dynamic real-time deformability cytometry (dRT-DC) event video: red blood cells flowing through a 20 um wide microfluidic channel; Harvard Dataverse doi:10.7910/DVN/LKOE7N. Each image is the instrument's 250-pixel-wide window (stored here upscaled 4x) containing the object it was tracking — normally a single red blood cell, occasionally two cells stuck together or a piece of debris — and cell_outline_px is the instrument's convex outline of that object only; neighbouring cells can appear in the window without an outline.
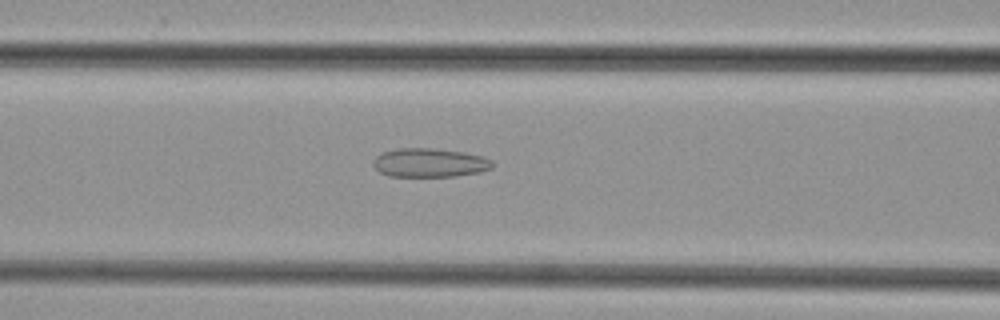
{"species": "common noctule bat (a hibernating species)", "species_latin": "Nyctalus noctula", "temperature_condition": "cold", "stored_images_in_passage": 49, "camera_frame_rate_fps": 3000, "um_per_image_px": 0.085, "animal": {"sex": "female", "body_mass_g": 29.2, "forearm_length_mm": 56.3}, "frame": {"image": 1, "passage_image": 20, "time_ms": 6.333, "image_size_px": [1000, 320], "cell_outline_px": [[496, 164], [492, 168], [480, 172], [456, 176], [388, 176], [380, 172], [372, 164], [372, 160], [376, 156], [384, 152], [396, 148], [432, 148], [464, 152], [484, 156], [492, 160]], "centroid_in_image_um": [36.55, 13.83], "position_along_channel_um": 130.1, "area_um2": 20.23}}
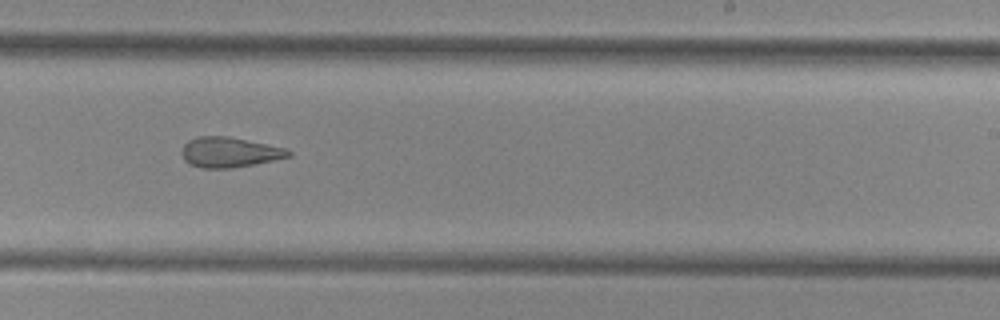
{"frame": {"image": 2, "passage_image": 30, "time_ms": 9.667, "image_size_px": [1000, 320], "cell_outline_px": [[292, 156], [232, 168], [200, 168], [184, 160], [180, 152], [184, 144], [188, 140], [200, 136], [228, 136], [284, 148], [292, 152]], "centroid_in_image_um": [19.46, 12.94], "position_along_channel_um": 269.5, "area_um2": 18.55}}
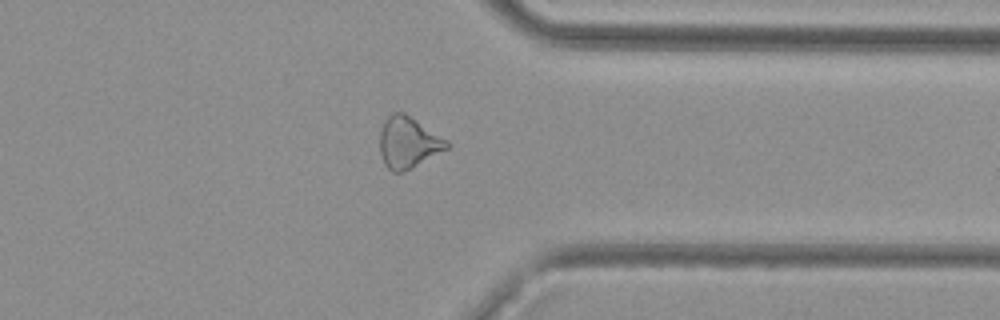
{"frame": {"image": 3, "passage_image": 38, "time_ms": 12.333, "image_size_px": [1000, 320], "cell_outline_px": [[452, 144], [448, 148], [412, 168], [404, 172], [392, 172], [384, 164], [380, 152], [380, 132], [384, 120], [392, 112], [404, 112], [448, 140]], "centroid_in_image_um": [34.7, 12.11], "position_along_channel_um": 376.7, "area_um2": 20.11}}